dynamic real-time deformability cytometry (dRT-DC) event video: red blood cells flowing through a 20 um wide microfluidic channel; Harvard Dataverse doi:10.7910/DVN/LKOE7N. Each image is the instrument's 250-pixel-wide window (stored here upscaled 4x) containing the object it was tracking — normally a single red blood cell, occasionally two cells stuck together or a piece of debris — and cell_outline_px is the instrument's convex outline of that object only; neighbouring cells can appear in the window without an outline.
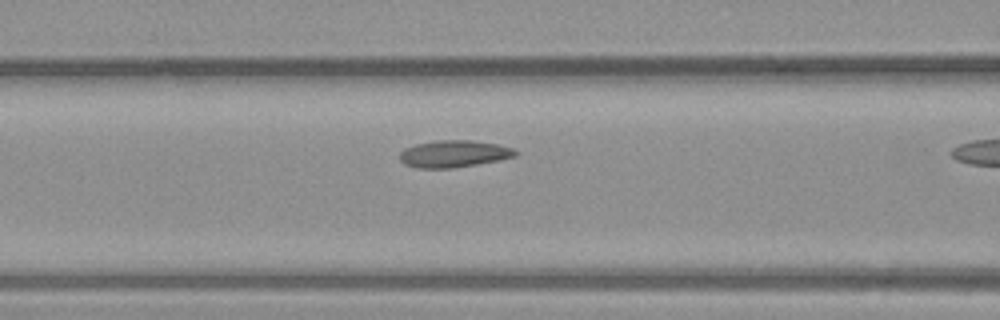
{"species": "common noctule bat (a hibernating species)", "species_latin": "Nyctalus noctula", "temperature_condition": "warm", "stored_images_in_passage": 11, "camera_frame_rate_fps": 3000, "um_per_image_px": 0.085, "animal": {"sex": "male", "body_mass_g": 23.1, "forearm_length_mm": 52.7}, "frame": {"image": 1, "passage_image": 10, "time_ms": 3.0, "image_size_px": [1000, 320], "cell_outline_px": [[520, 152], [516, 156], [500, 160], [452, 168], [416, 168], [404, 164], [400, 160], [400, 152], [404, 148], [416, 144], [436, 140], [472, 140], [496, 144], [512, 148]], "centroid_in_image_um": [38.57, 13.07], "position_along_channel_um": 128.0, "area_um2": 18.26}}